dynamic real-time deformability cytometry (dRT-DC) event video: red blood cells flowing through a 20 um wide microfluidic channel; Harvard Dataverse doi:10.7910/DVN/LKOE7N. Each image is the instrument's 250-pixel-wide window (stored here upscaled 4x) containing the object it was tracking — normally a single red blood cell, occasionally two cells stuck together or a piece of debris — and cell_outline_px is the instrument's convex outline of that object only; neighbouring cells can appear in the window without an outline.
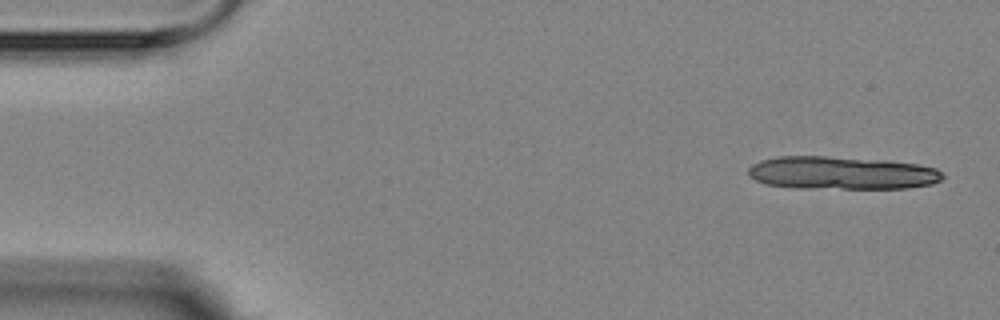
{"species": "Egyptian fruit bat (a non-hibernating species)", "species_latin": "Rousettus aegyptiacus", "temperature_condition": "room temperature", "stored_images_in_passage": 5, "segment_of_instrument_passage": [1, 2], "camera_frame_rate_fps": 3000, "um_per_image_px": 0.085, "animal": {"sex": "female"}, "frame": {"image": 1, "passage_image": 1, "time_ms": 0.0, "image_size_px": [1000, 320], "cell_outline_px": [[944, 176], [940, 180], [932, 184], [908, 188], [796, 188], [768, 184], [756, 180], [748, 176], [748, 168], [752, 164], [760, 160], [776, 156], [824, 156], [888, 160], [916, 164], [936, 168]], "centroid_in_image_um": [71.51, 14.69], "position_along_channel_um": 13.5, "area_um2": 37.45}}